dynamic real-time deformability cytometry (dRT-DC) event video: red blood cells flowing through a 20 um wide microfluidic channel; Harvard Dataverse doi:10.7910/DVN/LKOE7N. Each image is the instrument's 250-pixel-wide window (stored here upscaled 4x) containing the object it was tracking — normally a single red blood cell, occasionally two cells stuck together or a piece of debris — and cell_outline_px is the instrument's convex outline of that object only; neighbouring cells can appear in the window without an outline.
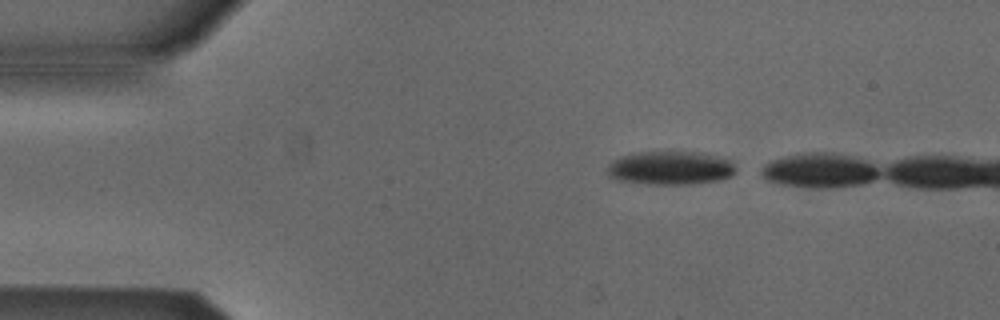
{"species": "Egyptian fruit bat (a non-hibernating species)", "species_latin": "Rousettus aegyptiacus", "temperature_condition": "cold", "stored_images_in_passage": 4, "camera_frame_rate_fps": 3000, "um_per_image_px": 0.085, "animal": {"sex": "male"}, "frame": {"image": 1, "passage_image": 1, "time_ms": 0.0, "image_size_px": [1000, 320], "cell_outline_px": [[736, 172], [732, 176], [720, 180], [692, 184], [644, 184], [616, 180], [608, 176], [604, 172], [604, 168], [612, 160], [620, 156], [636, 152], [692, 152], [716, 156], [732, 160], [736, 164]], "centroid_in_image_um": [56.93, 14.29], "position_along_channel_um": 28.1, "area_um2": 25.66}}